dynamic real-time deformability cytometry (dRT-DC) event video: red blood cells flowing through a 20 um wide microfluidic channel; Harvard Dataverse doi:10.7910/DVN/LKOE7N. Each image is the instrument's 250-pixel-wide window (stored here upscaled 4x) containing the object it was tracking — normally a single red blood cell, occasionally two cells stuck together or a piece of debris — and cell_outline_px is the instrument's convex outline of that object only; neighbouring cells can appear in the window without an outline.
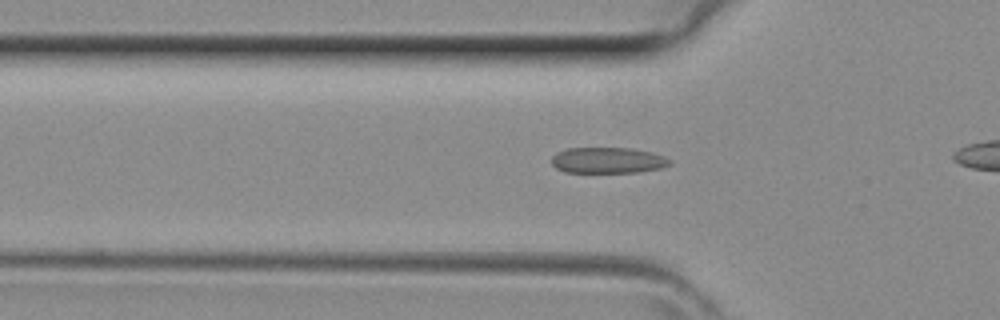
{"species": "common noctule bat (a hibernating species)", "species_latin": "Nyctalus noctula", "temperature_condition": "room temperature", "stored_images_in_passage": 24, "camera_frame_rate_fps": 3000, "um_per_image_px": 0.085, "animal": {"sex": "female", "body_mass_g": 29.2, "forearm_length_mm": 56.3}, "frame": {"image": 1, "passage_image": 4, "time_ms": 1.0, "image_size_px": [1000, 320], "cell_outline_px": [[672, 164], [660, 168], [636, 172], [564, 172], [556, 168], [552, 164], [552, 156], [556, 152], [568, 148], [632, 148], [652, 152], [664, 156], [672, 160]], "centroid_in_image_um": [51.67, 13.62], "position_along_channel_um": 74.1, "area_um2": 17.92}}
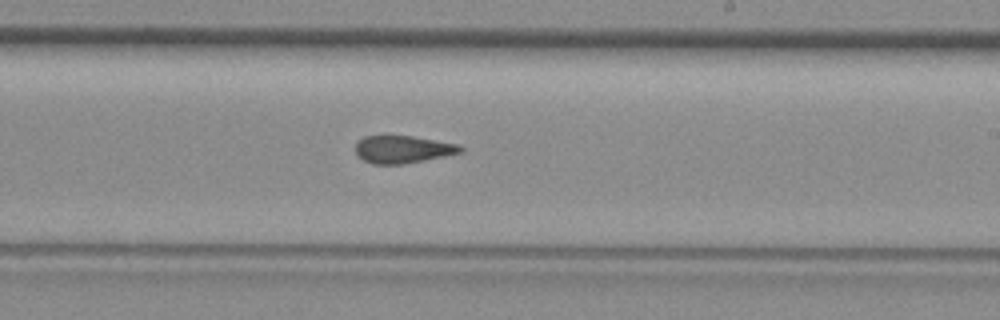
{"frame": {"image": 2, "passage_image": 15, "time_ms": 4.667, "image_size_px": [1000, 320], "cell_outline_px": [[464, 152], [404, 164], [372, 164], [364, 160], [356, 152], [356, 144], [364, 136], [412, 136], [456, 144], [464, 148]], "centroid_in_image_um": [34.25, 12.7], "position_along_channel_um": 254.7, "area_um2": 16.59}}
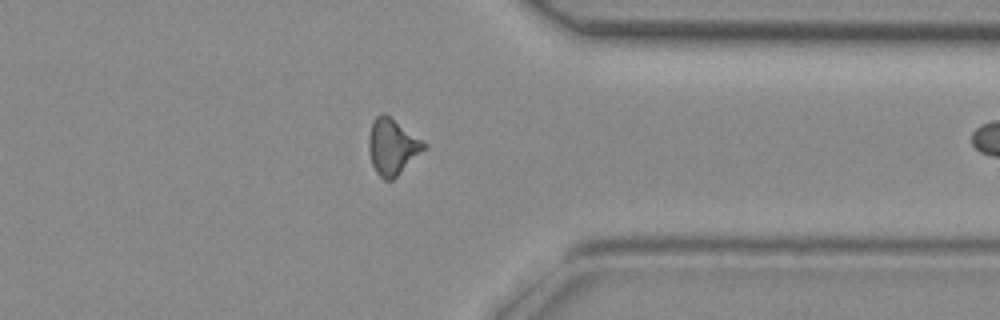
{"frame": {"image": 3, "passage_image": 23, "time_ms": 7.333, "image_size_px": [1000, 320], "cell_outline_px": [[428, 148], [392, 180], [384, 180], [376, 172], [372, 164], [368, 148], [368, 136], [372, 120], [376, 116], [384, 112], [428, 144]], "centroid_in_image_um": [33.36, 12.46], "position_along_channel_um": 378.0, "area_um2": 18.21}}